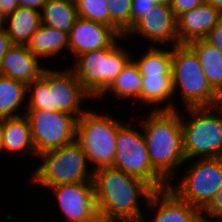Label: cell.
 Masks as SVG:
<instances>
[{"label":"cell","mask_w":222,"mask_h":222,"mask_svg":"<svg viewBox=\"0 0 222 222\" xmlns=\"http://www.w3.org/2000/svg\"><path fill=\"white\" fill-rule=\"evenodd\" d=\"M187 110L192 116L191 120L187 121L181 116L186 161L196 156H201V159L222 158V114L213 107Z\"/></svg>","instance_id":"6"},{"label":"cell","mask_w":222,"mask_h":222,"mask_svg":"<svg viewBox=\"0 0 222 222\" xmlns=\"http://www.w3.org/2000/svg\"><path fill=\"white\" fill-rule=\"evenodd\" d=\"M26 46L37 57H49L69 48V36L68 33L41 24Z\"/></svg>","instance_id":"20"},{"label":"cell","mask_w":222,"mask_h":222,"mask_svg":"<svg viewBox=\"0 0 222 222\" xmlns=\"http://www.w3.org/2000/svg\"><path fill=\"white\" fill-rule=\"evenodd\" d=\"M205 0H171L170 8L176 18L189 10L203 4Z\"/></svg>","instance_id":"31"},{"label":"cell","mask_w":222,"mask_h":222,"mask_svg":"<svg viewBox=\"0 0 222 222\" xmlns=\"http://www.w3.org/2000/svg\"><path fill=\"white\" fill-rule=\"evenodd\" d=\"M147 203L158 208L154 222H199L200 220L201 211L180 199L169 187L155 190ZM140 222L147 220L143 217Z\"/></svg>","instance_id":"15"},{"label":"cell","mask_w":222,"mask_h":222,"mask_svg":"<svg viewBox=\"0 0 222 222\" xmlns=\"http://www.w3.org/2000/svg\"><path fill=\"white\" fill-rule=\"evenodd\" d=\"M139 34L146 39L155 43L173 44L171 47L179 45L177 35V18L173 14L169 3L158 2L151 7L148 12L138 19L129 31L124 35V38L132 34Z\"/></svg>","instance_id":"11"},{"label":"cell","mask_w":222,"mask_h":222,"mask_svg":"<svg viewBox=\"0 0 222 222\" xmlns=\"http://www.w3.org/2000/svg\"><path fill=\"white\" fill-rule=\"evenodd\" d=\"M132 0H107L108 26L120 36H124L131 28Z\"/></svg>","instance_id":"28"},{"label":"cell","mask_w":222,"mask_h":222,"mask_svg":"<svg viewBox=\"0 0 222 222\" xmlns=\"http://www.w3.org/2000/svg\"><path fill=\"white\" fill-rule=\"evenodd\" d=\"M3 150L33 152L36 155L28 118L23 116L3 119Z\"/></svg>","instance_id":"19"},{"label":"cell","mask_w":222,"mask_h":222,"mask_svg":"<svg viewBox=\"0 0 222 222\" xmlns=\"http://www.w3.org/2000/svg\"><path fill=\"white\" fill-rule=\"evenodd\" d=\"M212 107L222 114V87L215 92V99Z\"/></svg>","instance_id":"37"},{"label":"cell","mask_w":222,"mask_h":222,"mask_svg":"<svg viewBox=\"0 0 222 222\" xmlns=\"http://www.w3.org/2000/svg\"><path fill=\"white\" fill-rule=\"evenodd\" d=\"M69 222H83L97 212L92 182L51 187Z\"/></svg>","instance_id":"13"},{"label":"cell","mask_w":222,"mask_h":222,"mask_svg":"<svg viewBox=\"0 0 222 222\" xmlns=\"http://www.w3.org/2000/svg\"><path fill=\"white\" fill-rule=\"evenodd\" d=\"M51 112L60 111L77 120L85 112L82 100L91 97L83 88L72 70H49Z\"/></svg>","instance_id":"12"},{"label":"cell","mask_w":222,"mask_h":222,"mask_svg":"<svg viewBox=\"0 0 222 222\" xmlns=\"http://www.w3.org/2000/svg\"><path fill=\"white\" fill-rule=\"evenodd\" d=\"M69 50L74 57L112 46L123 38L112 27L77 18L69 34Z\"/></svg>","instance_id":"14"},{"label":"cell","mask_w":222,"mask_h":222,"mask_svg":"<svg viewBox=\"0 0 222 222\" xmlns=\"http://www.w3.org/2000/svg\"><path fill=\"white\" fill-rule=\"evenodd\" d=\"M142 89V75L136 63L130 60L110 86L99 96L104 95L110 91L114 96L122 99L129 97L139 99Z\"/></svg>","instance_id":"24"},{"label":"cell","mask_w":222,"mask_h":222,"mask_svg":"<svg viewBox=\"0 0 222 222\" xmlns=\"http://www.w3.org/2000/svg\"><path fill=\"white\" fill-rule=\"evenodd\" d=\"M78 17L108 26L107 0H75Z\"/></svg>","instance_id":"29"},{"label":"cell","mask_w":222,"mask_h":222,"mask_svg":"<svg viewBox=\"0 0 222 222\" xmlns=\"http://www.w3.org/2000/svg\"><path fill=\"white\" fill-rule=\"evenodd\" d=\"M204 40L214 46L222 53V18L217 22L215 27L207 34Z\"/></svg>","instance_id":"33"},{"label":"cell","mask_w":222,"mask_h":222,"mask_svg":"<svg viewBox=\"0 0 222 222\" xmlns=\"http://www.w3.org/2000/svg\"><path fill=\"white\" fill-rule=\"evenodd\" d=\"M92 183L97 212L119 222H140L139 195L148 201L155 191L143 180L113 167L93 171Z\"/></svg>","instance_id":"1"},{"label":"cell","mask_w":222,"mask_h":222,"mask_svg":"<svg viewBox=\"0 0 222 222\" xmlns=\"http://www.w3.org/2000/svg\"><path fill=\"white\" fill-rule=\"evenodd\" d=\"M3 26V19L0 17V27Z\"/></svg>","instance_id":"43"},{"label":"cell","mask_w":222,"mask_h":222,"mask_svg":"<svg viewBox=\"0 0 222 222\" xmlns=\"http://www.w3.org/2000/svg\"><path fill=\"white\" fill-rule=\"evenodd\" d=\"M43 163L33 174V183L48 188L62 184L92 182L93 170H88V159L75 140L59 149L39 155Z\"/></svg>","instance_id":"4"},{"label":"cell","mask_w":222,"mask_h":222,"mask_svg":"<svg viewBox=\"0 0 222 222\" xmlns=\"http://www.w3.org/2000/svg\"><path fill=\"white\" fill-rule=\"evenodd\" d=\"M6 22L8 26L5 29L9 40L11 44L17 45H27L31 35L42 24L40 12L25 7L16 8L12 14L3 19V25Z\"/></svg>","instance_id":"18"},{"label":"cell","mask_w":222,"mask_h":222,"mask_svg":"<svg viewBox=\"0 0 222 222\" xmlns=\"http://www.w3.org/2000/svg\"><path fill=\"white\" fill-rule=\"evenodd\" d=\"M27 93H30L27 110L51 112L49 69H45L40 78L27 85Z\"/></svg>","instance_id":"27"},{"label":"cell","mask_w":222,"mask_h":222,"mask_svg":"<svg viewBox=\"0 0 222 222\" xmlns=\"http://www.w3.org/2000/svg\"><path fill=\"white\" fill-rule=\"evenodd\" d=\"M11 45L12 44L7 35L5 26L3 25L0 27V67L3 61V57Z\"/></svg>","instance_id":"35"},{"label":"cell","mask_w":222,"mask_h":222,"mask_svg":"<svg viewBox=\"0 0 222 222\" xmlns=\"http://www.w3.org/2000/svg\"><path fill=\"white\" fill-rule=\"evenodd\" d=\"M222 18V14L204 2L177 18V35L179 44L204 39Z\"/></svg>","instance_id":"16"},{"label":"cell","mask_w":222,"mask_h":222,"mask_svg":"<svg viewBox=\"0 0 222 222\" xmlns=\"http://www.w3.org/2000/svg\"><path fill=\"white\" fill-rule=\"evenodd\" d=\"M122 124L108 115L86 111L77 120L76 141L85 152L93 171L112 167L115 160L116 137Z\"/></svg>","instance_id":"5"},{"label":"cell","mask_w":222,"mask_h":222,"mask_svg":"<svg viewBox=\"0 0 222 222\" xmlns=\"http://www.w3.org/2000/svg\"><path fill=\"white\" fill-rule=\"evenodd\" d=\"M134 62L142 76H172V50L150 47L141 59Z\"/></svg>","instance_id":"25"},{"label":"cell","mask_w":222,"mask_h":222,"mask_svg":"<svg viewBox=\"0 0 222 222\" xmlns=\"http://www.w3.org/2000/svg\"><path fill=\"white\" fill-rule=\"evenodd\" d=\"M219 220H221V221H219ZM219 220L210 221V220H209V217L206 218V216L204 215V213H201L199 222H222V219H219Z\"/></svg>","instance_id":"41"},{"label":"cell","mask_w":222,"mask_h":222,"mask_svg":"<svg viewBox=\"0 0 222 222\" xmlns=\"http://www.w3.org/2000/svg\"><path fill=\"white\" fill-rule=\"evenodd\" d=\"M169 102L163 108L155 107L147 119L140 121L150 163L168 184L175 170L187 162L183 152L181 115Z\"/></svg>","instance_id":"2"},{"label":"cell","mask_w":222,"mask_h":222,"mask_svg":"<svg viewBox=\"0 0 222 222\" xmlns=\"http://www.w3.org/2000/svg\"><path fill=\"white\" fill-rule=\"evenodd\" d=\"M205 2L222 14V0H205Z\"/></svg>","instance_id":"39"},{"label":"cell","mask_w":222,"mask_h":222,"mask_svg":"<svg viewBox=\"0 0 222 222\" xmlns=\"http://www.w3.org/2000/svg\"><path fill=\"white\" fill-rule=\"evenodd\" d=\"M38 57L26 45L12 44L3 57L0 75L24 83L26 86L42 76Z\"/></svg>","instance_id":"17"},{"label":"cell","mask_w":222,"mask_h":222,"mask_svg":"<svg viewBox=\"0 0 222 222\" xmlns=\"http://www.w3.org/2000/svg\"><path fill=\"white\" fill-rule=\"evenodd\" d=\"M173 94L172 76H142L139 101L156 105L172 99Z\"/></svg>","instance_id":"26"},{"label":"cell","mask_w":222,"mask_h":222,"mask_svg":"<svg viewBox=\"0 0 222 222\" xmlns=\"http://www.w3.org/2000/svg\"><path fill=\"white\" fill-rule=\"evenodd\" d=\"M40 14L42 24L68 34L78 18L75 0H47Z\"/></svg>","instance_id":"22"},{"label":"cell","mask_w":222,"mask_h":222,"mask_svg":"<svg viewBox=\"0 0 222 222\" xmlns=\"http://www.w3.org/2000/svg\"><path fill=\"white\" fill-rule=\"evenodd\" d=\"M83 222H113L112 220L106 218L102 213L96 212L91 217H89L87 220H84Z\"/></svg>","instance_id":"38"},{"label":"cell","mask_w":222,"mask_h":222,"mask_svg":"<svg viewBox=\"0 0 222 222\" xmlns=\"http://www.w3.org/2000/svg\"><path fill=\"white\" fill-rule=\"evenodd\" d=\"M19 7L29 8L31 10H35L37 12L42 11L43 6L47 3V0H17ZM40 8V9H38Z\"/></svg>","instance_id":"36"},{"label":"cell","mask_w":222,"mask_h":222,"mask_svg":"<svg viewBox=\"0 0 222 222\" xmlns=\"http://www.w3.org/2000/svg\"><path fill=\"white\" fill-rule=\"evenodd\" d=\"M158 0H132L131 4V27L132 25L146 14L151 7L155 6Z\"/></svg>","instance_id":"30"},{"label":"cell","mask_w":222,"mask_h":222,"mask_svg":"<svg viewBox=\"0 0 222 222\" xmlns=\"http://www.w3.org/2000/svg\"><path fill=\"white\" fill-rule=\"evenodd\" d=\"M26 96L24 83L0 75V119L23 116L17 111Z\"/></svg>","instance_id":"23"},{"label":"cell","mask_w":222,"mask_h":222,"mask_svg":"<svg viewBox=\"0 0 222 222\" xmlns=\"http://www.w3.org/2000/svg\"><path fill=\"white\" fill-rule=\"evenodd\" d=\"M117 43L76 57L71 70L91 98H98L131 60L128 51Z\"/></svg>","instance_id":"3"},{"label":"cell","mask_w":222,"mask_h":222,"mask_svg":"<svg viewBox=\"0 0 222 222\" xmlns=\"http://www.w3.org/2000/svg\"><path fill=\"white\" fill-rule=\"evenodd\" d=\"M168 187L180 199L202 211L222 187V158L196 159L181 182Z\"/></svg>","instance_id":"9"},{"label":"cell","mask_w":222,"mask_h":222,"mask_svg":"<svg viewBox=\"0 0 222 222\" xmlns=\"http://www.w3.org/2000/svg\"><path fill=\"white\" fill-rule=\"evenodd\" d=\"M172 86L181 89L187 108L212 107V89L195 52L187 44L172 47Z\"/></svg>","instance_id":"7"},{"label":"cell","mask_w":222,"mask_h":222,"mask_svg":"<svg viewBox=\"0 0 222 222\" xmlns=\"http://www.w3.org/2000/svg\"><path fill=\"white\" fill-rule=\"evenodd\" d=\"M159 2H165V3H170L171 0H158Z\"/></svg>","instance_id":"42"},{"label":"cell","mask_w":222,"mask_h":222,"mask_svg":"<svg viewBox=\"0 0 222 222\" xmlns=\"http://www.w3.org/2000/svg\"><path fill=\"white\" fill-rule=\"evenodd\" d=\"M36 155L59 149L76 140L77 119L67 113L27 110Z\"/></svg>","instance_id":"10"},{"label":"cell","mask_w":222,"mask_h":222,"mask_svg":"<svg viewBox=\"0 0 222 222\" xmlns=\"http://www.w3.org/2000/svg\"><path fill=\"white\" fill-rule=\"evenodd\" d=\"M112 167L143 180L154 190H162L169 186L150 163L144 134L130 126L122 124L118 128Z\"/></svg>","instance_id":"8"},{"label":"cell","mask_w":222,"mask_h":222,"mask_svg":"<svg viewBox=\"0 0 222 222\" xmlns=\"http://www.w3.org/2000/svg\"><path fill=\"white\" fill-rule=\"evenodd\" d=\"M19 7L17 0H0V17L5 19Z\"/></svg>","instance_id":"34"},{"label":"cell","mask_w":222,"mask_h":222,"mask_svg":"<svg viewBox=\"0 0 222 222\" xmlns=\"http://www.w3.org/2000/svg\"><path fill=\"white\" fill-rule=\"evenodd\" d=\"M197 55L208 83L216 92L222 87V53L204 39L187 44Z\"/></svg>","instance_id":"21"},{"label":"cell","mask_w":222,"mask_h":222,"mask_svg":"<svg viewBox=\"0 0 222 222\" xmlns=\"http://www.w3.org/2000/svg\"><path fill=\"white\" fill-rule=\"evenodd\" d=\"M3 150V119H0V151Z\"/></svg>","instance_id":"40"},{"label":"cell","mask_w":222,"mask_h":222,"mask_svg":"<svg viewBox=\"0 0 222 222\" xmlns=\"http://www.w3.org/2000/svg\"><path fill=\"white\" fill-rule=\"evenodd\" d=\"M210 217L222 219V187L216 192L213 199L209 204L201 211Z\"/></svg>","instance_id":"32"}]
</instances>
